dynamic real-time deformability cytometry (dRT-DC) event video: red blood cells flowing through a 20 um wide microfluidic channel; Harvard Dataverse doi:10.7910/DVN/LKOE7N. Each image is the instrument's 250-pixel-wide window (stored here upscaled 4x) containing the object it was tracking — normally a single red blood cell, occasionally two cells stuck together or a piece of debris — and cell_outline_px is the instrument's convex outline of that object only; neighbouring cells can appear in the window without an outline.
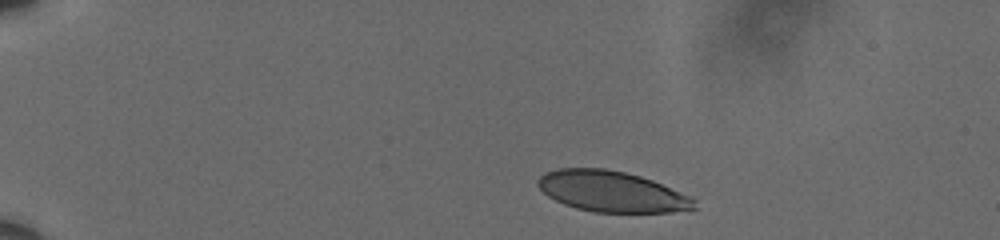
{"species": "human", "species_latin": "Homo sapiens", "temperature_condition": "cold", "stored_images_in_passage": 17, "camera_frame_rate_fps": 3000, "um_per_image_px": 0.085, "donor": {"sex": "male"}, "frame": {"image": 1, "passage_image": 1, "time_ms": 0.0, "image_size_px": [1000, 240], "cell_outline_px": [[696, 208], [672, 212], [592, 212], [576, 208], [564, 204], [548, 196], [536, 184], [536, 180], [544, 172], [560, 168], [604, 168], [624, 172], [640, 176], [652, 180], [688, 196], [696, 200]], "centroid_in_image_um": [51.95, 16.27], "position_along_channel_um": 33.1, "area_um2": 36.99}}
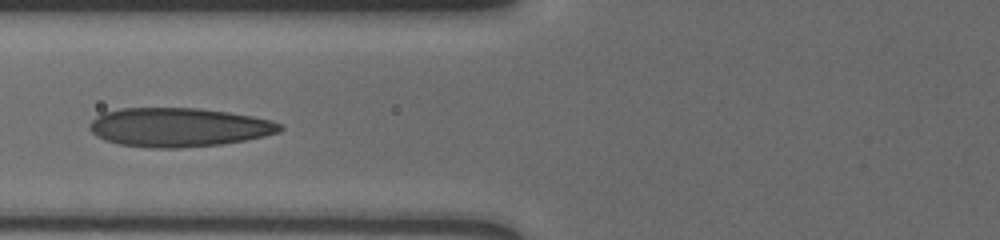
{"frame": {"image": 2, "passage_image": 12, "time_ms": 3.667, "image_size_px": [1000, 240], "cell_outline_px": [[284, 128], [280, 132], [264, 136], [244, 140], [220, 144], [180, 148], [152, 148], [120, 144], [104, 140], [96, 136], [88, 128], [88, 124], [96, 116], [104, 112], [120, 108], [196, 108], [228, 112], [252, 116], [272, 120], [280, 124]], "centroid_in_image_um": [15.16, 10.82], "position_along_channel_um": 110.6, "area_um2": 43.23}}
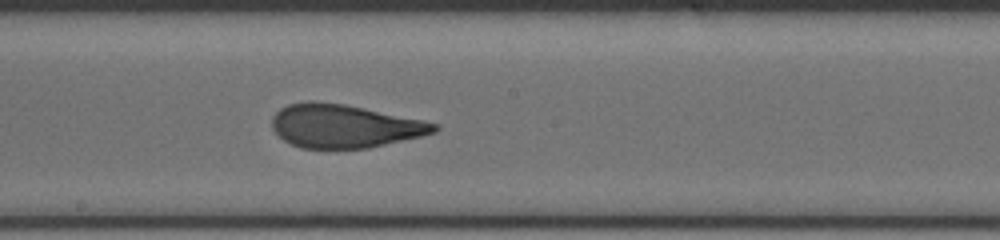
{"frame": {"image": 3, "passage_image": 17, "time_ms": 5.333, "image_size_px": [1000, 240], "cell_outline_px": [[440, 128], [436, 132], [420, 136], [368, 148], [300, 148], [284, 140], [272, 128], [272, 116], [280, 108], [288, 104], [308, 100], [312, 100], [344, 104], [424, 120], [440, 124]], "centroid_in_image_um": [29.26, 10.7], "position_along_channel_um": 218.9, "area_um2": 40.92}}